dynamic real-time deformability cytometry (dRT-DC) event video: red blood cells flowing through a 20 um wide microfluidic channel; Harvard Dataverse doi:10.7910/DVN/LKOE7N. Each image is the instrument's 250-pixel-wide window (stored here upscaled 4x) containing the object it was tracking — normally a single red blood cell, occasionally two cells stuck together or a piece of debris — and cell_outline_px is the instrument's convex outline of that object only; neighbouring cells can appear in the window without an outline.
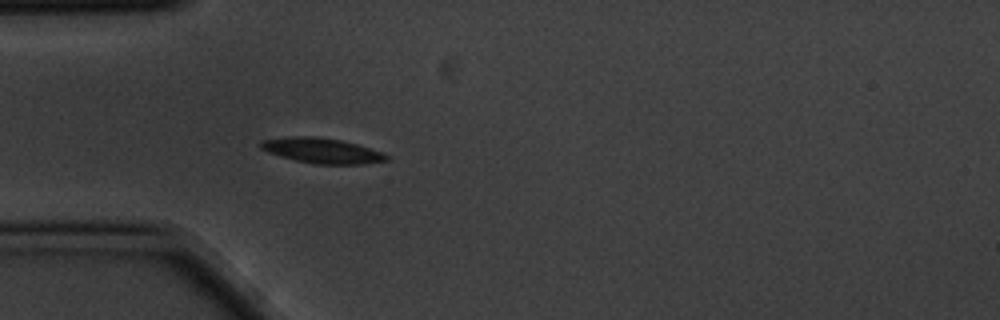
{"species": "common noctule bat (a hibernating species)", "species_latin": "Nyctalus noctula", "temperature_condition": "cold", "stored_images_in_passage": 5, "camera_frame_rate_fps": 3000, "um_per_image_px": 0.085, "animal": {"sex": "male", "body_mass_g": 20.1, "forearm_length_mm": 53.5}, "frame": {"image": 1, "passage_image": 5, "time_ms": 1.333, "image_size_px": [1000, 320], "cell_outline_px": [[388, 160], [364, 164], [312, 164], [280, 156], [268, 152], [260, 148], [260, 140], [296, 136], [316, 136], [340, 140], [356, 144], [384, 152], [388, 156]], "centroid_in_image_um": [27.37, 12.8], "position_along_channel_um": 57.6, "area_um2": 18.44}}